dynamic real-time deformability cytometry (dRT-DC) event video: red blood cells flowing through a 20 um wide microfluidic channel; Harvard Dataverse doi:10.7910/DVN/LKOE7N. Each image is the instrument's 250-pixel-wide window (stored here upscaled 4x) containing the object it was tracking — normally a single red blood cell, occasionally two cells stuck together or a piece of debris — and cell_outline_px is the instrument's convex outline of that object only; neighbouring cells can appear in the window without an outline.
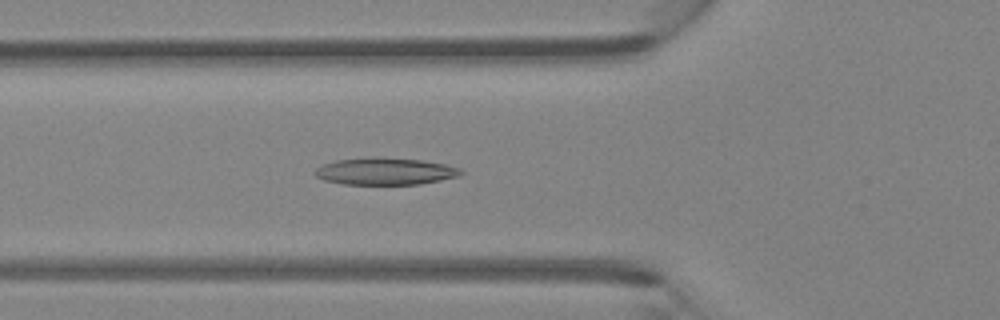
{"species": "Egyptian fruit bat (a non-hibernating species)", "species_latin": "Rousettus aegyptiacus", "temperature_condition": "room temperature", "stored_images_in_passage": 37, "camera_frame_rate_fps": 3000, "um_per_image_px": 0.085, "animal": {"sex": "female"}, "frame": {"image": 1, "passage_image": 16, "time_ms": 5.0, "image_size_px": [1000, 320], "cell_outline_px": [[464, 172], [460, 176], [420, 184], [344, 184], [324, 180], [316, 176], [316, 168], [324, 164], [336, 160], [372, 156], [420, 160], [444, 164], [460, 168]], "centroid_in_image_um": [32.75, 14.55], "position_along_channel_um": 93.0, "area_um2": 22.95}}
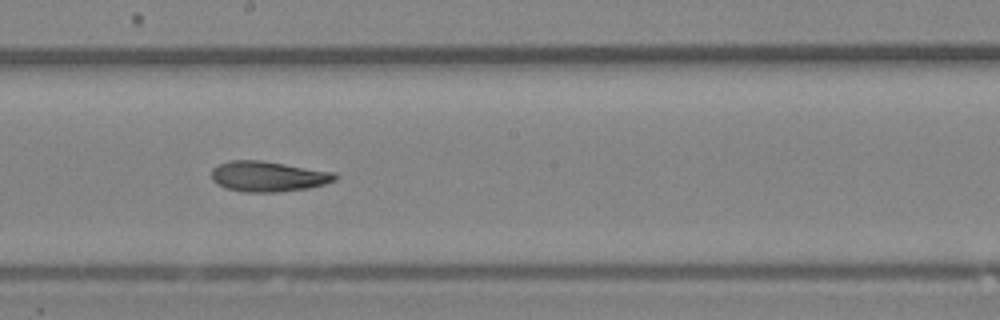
{"frame": {"image": 2, "passage_image": 25, "time_ms": 8.0, "image_size_px": [1000, 320], "cell_outline_px": [[340, 176], [336, 180], [324, 184], [308, 188], [276, 192], [244, 192], [224, 188], [216, 184], [212, 180], [212, 168], [228, 160], [260, 160], [336, 172]], "centroid_in_image_um": [22.8, 14.99], "position_along_channel_um": 225.4, "area_um2": 22.08}}
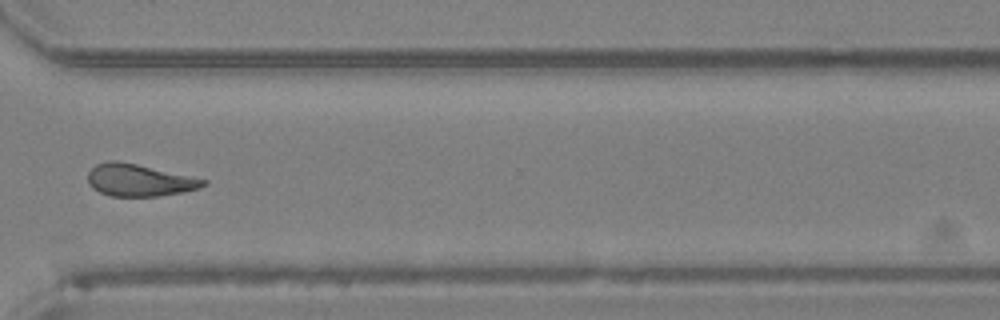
{"frame": {"image": 3, "passage_image": 34, "time_ms": 11.0, "image_size_px": [1000, 320], "cell_outline_px": [[208, 184], [200, 188], [180, 192], [156, 196], [108, 196], [92, 188], [88, 184], [88, 172], [96, 164], [108, 160], [116, 160], [136, 164], [208, 180]], "centroid_in_image_um": [11.8, 15.31], "position_along_channel_um": 358.8, "area_um2": 21.5}}